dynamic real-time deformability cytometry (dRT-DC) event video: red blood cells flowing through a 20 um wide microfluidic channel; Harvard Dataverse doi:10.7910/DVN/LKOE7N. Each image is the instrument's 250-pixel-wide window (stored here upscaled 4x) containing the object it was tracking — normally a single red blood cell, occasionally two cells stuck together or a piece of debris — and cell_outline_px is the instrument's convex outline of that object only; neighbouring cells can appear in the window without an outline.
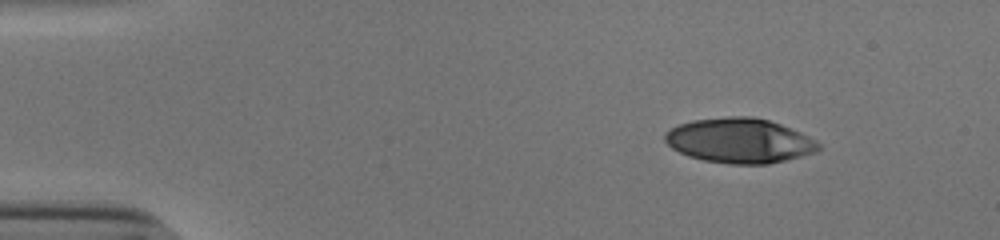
{"species": "human", "species_latin": "Homo sapiens", "temperature_condition": "cold", "stored_images_in_passage": 47, "camera_frame_rate_fps": 3000, "um_per_image_px": 0.085, "donor": {"sex": "male"}, "frame": {"image": 1, "passage_image": 1, "time_ms": 0.0, "image_size_px": [1000, 240], "cell_outline_px": [[820, 148], [816, 152], [768, 164], [728, 164], [704, 160], [688, 156], [672, 148], [664, 140], [664, 136], [672, 128], [680, 124], [692, 120], [728, 116], [752, 116], [768, 120], [780, 124], [800, 132], [816, 140], [820, 144]], "centroid_in_image_um": [62.86, 11.95], "position_along_channel_um": 22.1, "area_um2": 39.94}}
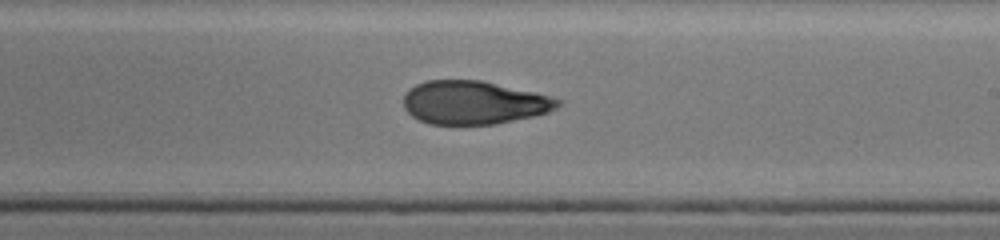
{"frame": {"image": 2, "passage_image": 26, "time_ms": 8.333, "image_size_px": [1000, 240], "cell_outline_px": [[560, 104], [556, 108], [548, 112], [532, 116], [496, 124], [428, 124], [412, 116], [404, 108], [404, 96], [408, 88], [424, 80], [480, 80], [536, 92], [560, 100]], "centroid_in_image_um": [40.24, 8.71], "position_along_channel_um": 248.8, "area_um2": 38.9}}
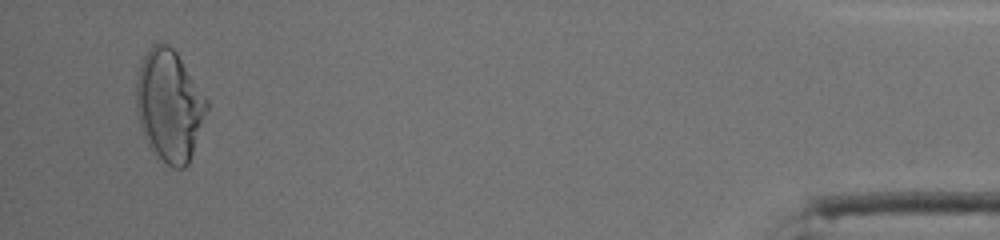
{"frame": {"image": 3, "passage_image": 45, "time_ms": 14.667, "image_size_px": [1000, 240], "cell_outline_px": [[208, 108], [188, 164], [184, 168], [172, 168], [156, 160], [148, 148], [144, 140], [140, 128], [136, 108], [136, 84], [140, 64], [148, 48], [152, 44], [168, 44], [176, 52], [208, 100]], "centroid_in_image_um": [14.36, 9.03], "position_along_channel_um": 420.8, "area_um2": 46.18}, "authors_computed_cell_mechanics": {"area_um2": 40.6334, "velocity_mm_per_s": 3.8597, "shape_relaxation_time_tau1_ms": null, "shape_relaxation_time_tau2_ms": 3.1852, "deformation_change_tau1": null, "deformation_change_tau2": 0.1002}}